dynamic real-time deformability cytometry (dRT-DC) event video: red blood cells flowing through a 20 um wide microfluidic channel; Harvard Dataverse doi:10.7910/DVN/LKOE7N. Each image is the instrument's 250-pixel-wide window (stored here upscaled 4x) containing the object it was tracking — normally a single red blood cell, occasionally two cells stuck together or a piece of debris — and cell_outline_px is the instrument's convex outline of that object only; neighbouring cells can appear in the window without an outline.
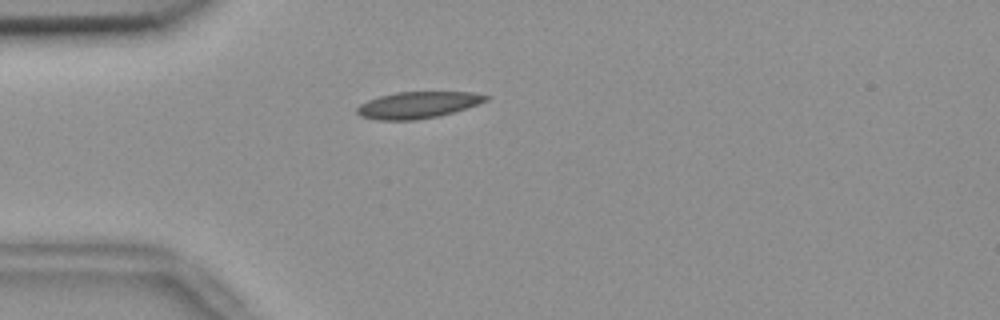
{"species": "common noctule bat (a hibernating species)", "species_latin": "Nyctalus noctula", "temperature_condition": "room temperature", "stored_images_in_passage": 55, "camera_frame_rate_fps": 3000, "um_per_image_px": 0.085, "animal": {"sex": "female", "body_mass_g": 18.4}, "frame": {"image": 1, "passage_image": 15, "time_ms": 4.667, "image_size_px": [1000, 320], "cell_outline_px": [[492, 96], [488, 100], [440, 116], [416, 120], [376, 120], [360, 116], [356, 112], [356, 108], [360, 104], [368, 100], [380, 96], [396, 92], [472, 92]], "centroid_in_image_um": [35.49, 8.92], "position_along_channel_um": 49.5, "area_um2": 19.94}}
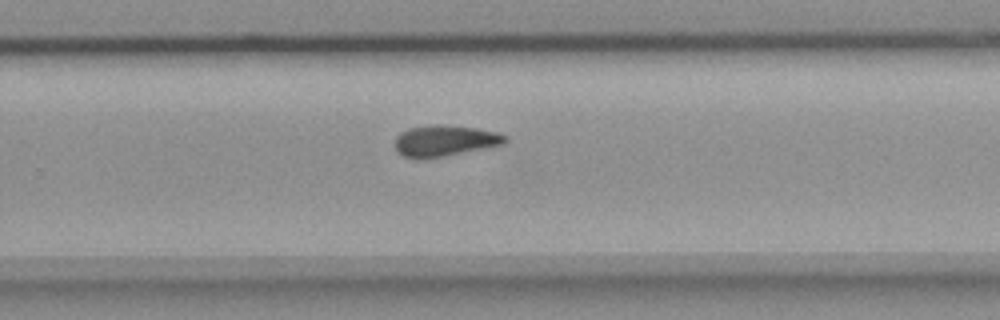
{"frame": {"image": 2, "passage_image": 36, "time_ms": 11.667, "image_size_px": [1000, 320], "cell_outline_px": [[508, 140], [504, 144], [488, 148], [444, 156], [420, 160], [404, 156], [396, 148], [396, 136], [400, 132], [408, 128], [436, 124], [476, 128], [500, 132], [508, 136]], "centroid_in_image_um": [37.86, 11.97], "position_along_channel_um": 291.9, "area_um2": 20.17}}
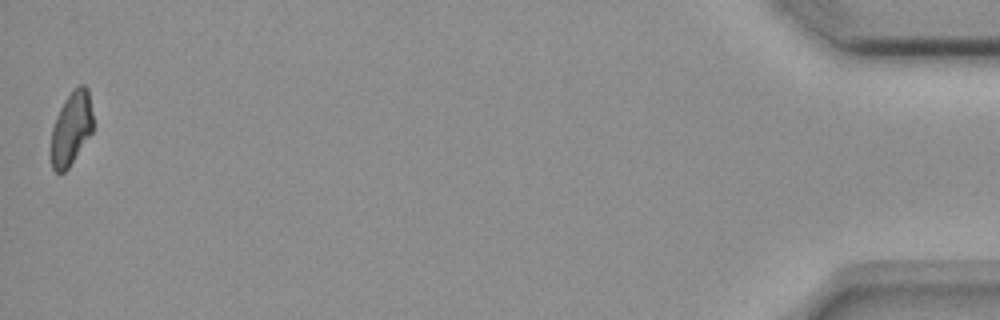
{"frame": {"image": 3, "passage_image": 55, "time_ms": 18.0, "image_size_px": [1000, 320], "cell_outline_px": [[92, 132], [68, 168], [64, 172], [56, 172], [52, 168], [48, 152], [52, 128], [56, 116], [64, 100], [80, 84], [84, 84], [88, 88], [92, 112]], "centroid_in_image_um": [6.01, 10.96], "position_along_channel_um": 429.2, "area_um2": 18.15}, "authors_computed_cell_mechanics": {"area_um2": 19.652, "velocity_mm_per_s": 3.646, "shape_relaxation_time_tau1_ms": 7.3955, "shape_relaxation_time_tau2_ms": 9.1747, "deformation_change_tau1": 0.1743, "deformation_change_tau2": 0.1529}}